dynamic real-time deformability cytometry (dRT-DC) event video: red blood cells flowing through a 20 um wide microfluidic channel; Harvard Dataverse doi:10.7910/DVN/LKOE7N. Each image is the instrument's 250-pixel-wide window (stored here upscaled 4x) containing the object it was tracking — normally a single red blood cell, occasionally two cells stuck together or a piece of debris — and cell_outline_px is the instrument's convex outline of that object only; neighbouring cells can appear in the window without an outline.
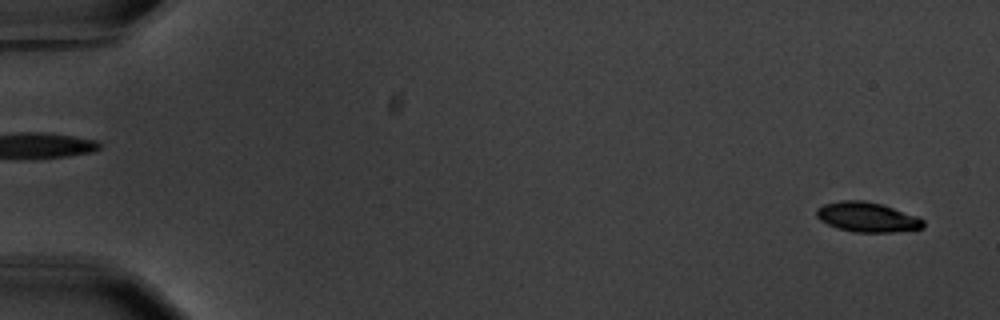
{"species": "common noctule bat (a hibernating species)", "species_latin": "Nyctalus noctula", "temperature_condition": "warm", "stored_images_in_passage": 58, "camera_frame_rate_fps": 3000, "um_per_image_px": 0.085, "animal": {"sex": "male", "body_mass_g": 20.1, "forearm_length_mm": 53.5}, "frame": {"image": 1, "passage_image": 3, "time_ms": 0.667, "image_size_px": [1000, 320], "cell_outline_px": [[924, 228], [896, 232], [852, 232], [836, 228], [820, 220], [816, 216], [816, 208], [824, 204], [840, 200], [864, 200], [884, 204], [916, 216], [924, 220]], "centroid_in_image_um": [73.7, 18.45], "position_along_channel_um": 11.3, "area_um2": 18.79}}
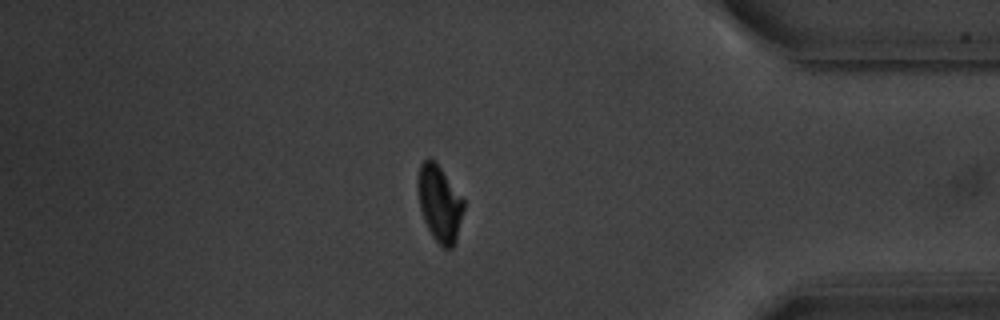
{"frame": {"image": 2, "passage_image": 50, "time_ms": 16.333, "image_size_px": [1000, 320], "cell_outline_px": [[464, 208], [456, 240], [452, 248], [444, 248], [432, 236], [424, 220], [420, 208], [420, 164], [428, 156], [436, 160], [464, 200]], "centroid_in_image_um": [37.4, 17.28], "position_along_channel_um": 397.8, "area_um2": 19.88}}
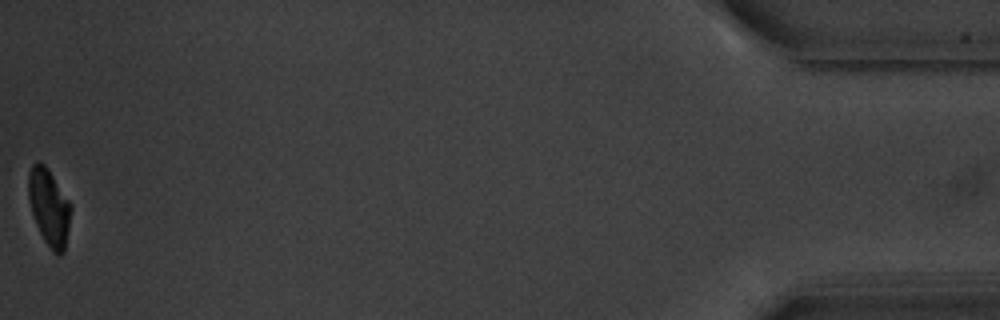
{"frame": {"image": 3, "passage_image": 58, "time_ms": 19.0, "image_size_px": [1000, 320], "cell_outline_px": [[72, 208], [64, 252], [60, 256], [52, 252], [44, 240], [36, 224], [32, 212], [28, 196], [28, 172], [32, 164], [36, 160], [40, 160], [48, 168], [72, 204]], "centroid_in_image_um": [4.18, 17.58], "position_along_channel_um": 431.0, "area_um2": 19.25}, "authors_computed_cell_mechanics": {"area_um2": 20.1722, "velocity_mm_per_s": 3.5792, "shape_relaxation_time_tau1_ms": 2.1867, "shape_relaxation_time_tau2_ms": 4.7311, "deformation_change_tau1": 0.1527, "deformation_change_tau2": 0.0777}}